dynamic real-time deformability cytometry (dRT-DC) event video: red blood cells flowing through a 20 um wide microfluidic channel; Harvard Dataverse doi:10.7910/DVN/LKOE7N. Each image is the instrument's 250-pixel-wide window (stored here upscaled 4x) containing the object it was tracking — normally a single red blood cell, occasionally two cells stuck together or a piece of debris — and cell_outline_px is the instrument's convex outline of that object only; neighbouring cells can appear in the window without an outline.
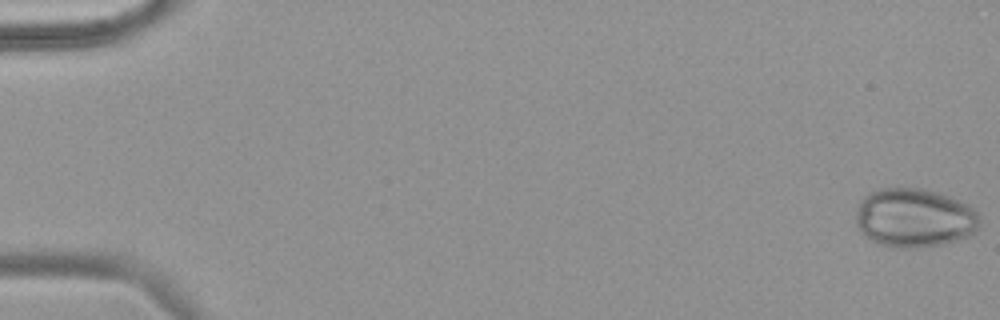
{"species": "common noctule bat (a hibernating species)", "species_latin": "Nyctalus noctula", "temperature_condition": "warm", "stored_images_in_passage": 50, "camera_frame_rate_fps": 3000, "um_per_image_px": 0.085, "animal": {"sex": "female", "body_mass_g": 18.4}, "frame": {"image": 1, "passage_image": 1, "time_ms": 0.0, "image_size_px": [1000, 320], "cell_outline_px": [[980, 224], [968, 236], [944, 244], [916, 248], [892, 248], [880, 244], [872, 240], [856, 224], [856, 212], [860, 200], [864, 196], [880, 188], [924, 188], [948, 196], [972, 208], [980, 216]], "centroid_in_image_um": [77.71, 18.52], "position_along_channel_um": 7.3, "area_um2": 42.25}}
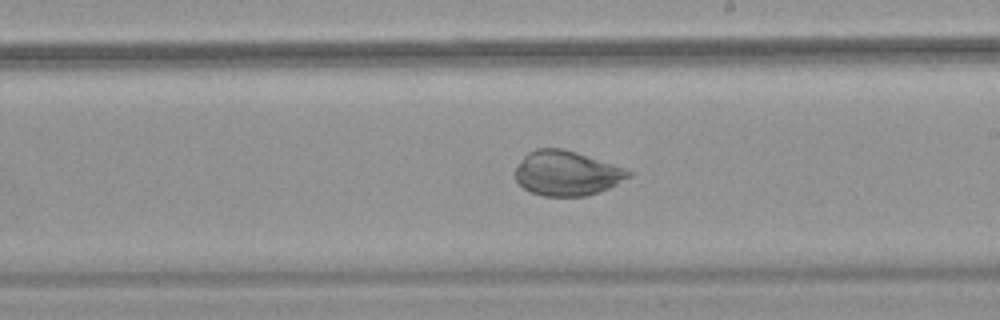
{"frame": {"image": 2, "passage_image": 33, "time_ms": 10.667, "image_size_px": [1000, 320], "cell_outline_px": [[632, 176], [600, 192], [584, 196], [544, 196], [532, 192], [524, 188], [516, 180], [516, 168], [524, 156], [528, 152], [536, 148], [560, 148], [576, 152], [628, 168], [632, 172]], "centroid_in_image_um": [48.21, 14.72], "position_along_channel_um": 240.8, "area_um2": 29.54}}
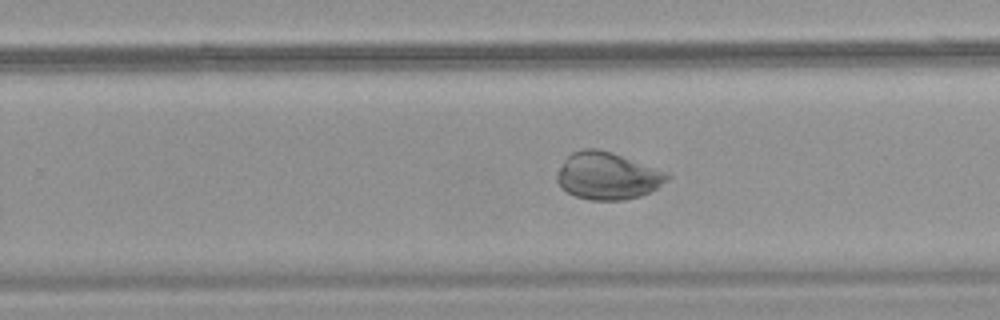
{"frame": {"image": 3, "passage_image": 36, "time_ms": 11.667, "image_size_px": [1000, 320], "cell_outline_px": [[672, 176], [668, 180], [656, 188], [640, 196], [624, 200], [588, 200], [576, 196], [560, 188], [556, 180], [556, 172], [564, 160], [572, 152], [580, 148], [596, 148], [612, 152], [668, 172]], "centroid_in_image_um": [51.61, 14.94], "position_along_channel_um": 278.2, "area_um2": 30.58}}